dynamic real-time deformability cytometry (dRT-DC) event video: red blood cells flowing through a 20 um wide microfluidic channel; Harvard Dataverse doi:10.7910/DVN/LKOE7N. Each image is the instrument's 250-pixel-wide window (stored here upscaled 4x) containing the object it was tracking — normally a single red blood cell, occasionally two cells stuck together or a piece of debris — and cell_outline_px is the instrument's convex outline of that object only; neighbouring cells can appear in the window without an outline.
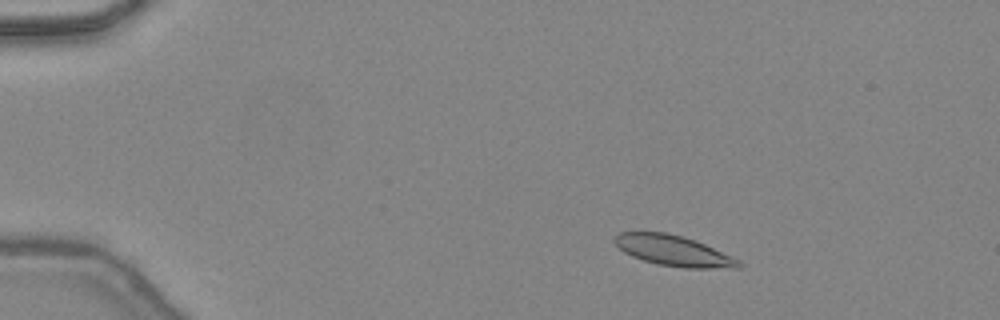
{"species": "common noctule bat (a hibernating species)", "species_latin": "Nyctalus noctula", "temperature_condition": "warm", "stored_images_in_passage": 47, "camera_frame_rate_fps": 3000, "um_per_image_px": 0.085, "animal": {"sex": "female", "body_mass_g": 24.6, "forearm_length_mm": 56.2}, "frame": {"image": 1, "passage_image": 7, "time_ms": 2.0, "image_size_px": [1000, 320], "cell_outline_px": [[744, 264], [740, 268], [684, 268], [656, 264], [632, 256], [624, 252], [612, 240], [620, 232], [668, 232], [704, 244], [732, 256], [740, 260]], "centroid_in_image_um": [57.27, 21.32], "position_along_channel_um": 27.7, "area_um2": 21.96}}
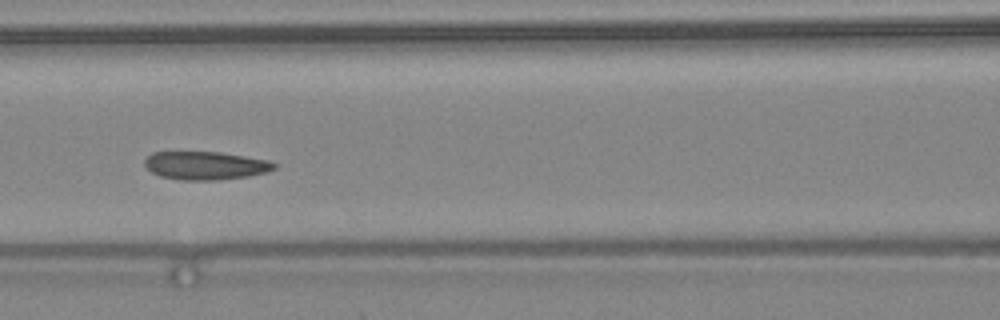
{"frame": {"image": 2, "passage_image": 21, "time_ms": 6.667, "image_size_px": [1000, 320], "cell_outline_px": [[276, 168], [268, 172], [248, 176], [220, 180], [180, 180], [160, 176], [152, 172], [144, 164], [144, 160], [152, 152], [220, 152], [268, 160], [276, 164]], "centroid_in_image_um": [17.47, 14.07], "position_along_channel_um": 149.1, "area_um2": 21.33}}
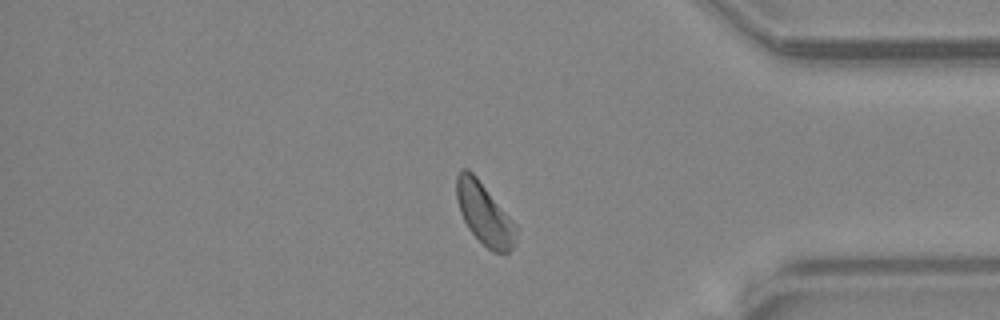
{"frame": {"image": 3, "passage_image": 39, "time_ms": 12.667, "image_size_px": [1000, 320], "cell_outline_px": [[516, 228], [512, 248], [508, 252], [492, 252], [468, 228], [460, 212], [456, 200], [456, 176], [460, 168], [468, 168], [476, 176], [516, 224]], "centroid_in_image_um": [41.12, 18.12], "position_along_channel_um": 394.1, "area_um2": 21.1}, "authors_computed_cell_mechanics": {"area_um2": 21.5016, "velocity_mm_per_s": 4.4203, "shape_relaxation_time_tau1_ms": 3.869, "shape_relaxation_time_tau2_ms": 2.6217, "deformation_change_tau1": 0.1005, "deformation_change_tau2": 0.0751}}